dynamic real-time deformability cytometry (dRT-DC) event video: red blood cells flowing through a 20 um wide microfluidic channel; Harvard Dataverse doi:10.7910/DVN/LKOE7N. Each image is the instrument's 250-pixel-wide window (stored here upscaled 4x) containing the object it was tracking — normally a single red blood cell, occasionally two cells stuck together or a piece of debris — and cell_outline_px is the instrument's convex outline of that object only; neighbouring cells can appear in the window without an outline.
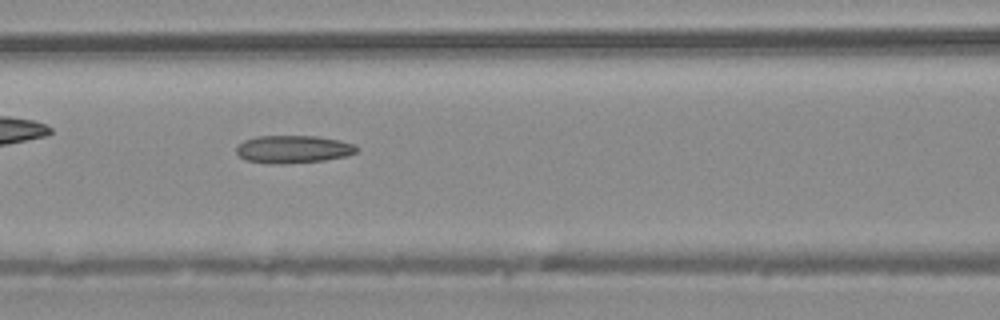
{"species": "common noctule bat (a hibernating species)", "species_latin": "Nyctalus noctula", "temperature_condition": "warm", "stored_images_in_passage": 38, "camera_frame_rate_fps": 3000, "um_per_image_px": 0.085, "animal": {"sex": "male", "body_mass_g": 20.4}, "frame": {"image": 1, "passage_image": 12, "time_ms": 3.667, "image_size_px": [1000, 320], "cell_outline_px": [[360, 148], [356, 152], [348, 156], [324, 160], [284, 164], [272, 164], [244, 160], [236, 152], [236, 148], [244, 140], [256, 136], [316, 136], [340, 140], [356, 144]], "centroid_in_image_um": [24.95, 12.69], "position_along_channel_um": 141.6, "area_um2": 19.65}}